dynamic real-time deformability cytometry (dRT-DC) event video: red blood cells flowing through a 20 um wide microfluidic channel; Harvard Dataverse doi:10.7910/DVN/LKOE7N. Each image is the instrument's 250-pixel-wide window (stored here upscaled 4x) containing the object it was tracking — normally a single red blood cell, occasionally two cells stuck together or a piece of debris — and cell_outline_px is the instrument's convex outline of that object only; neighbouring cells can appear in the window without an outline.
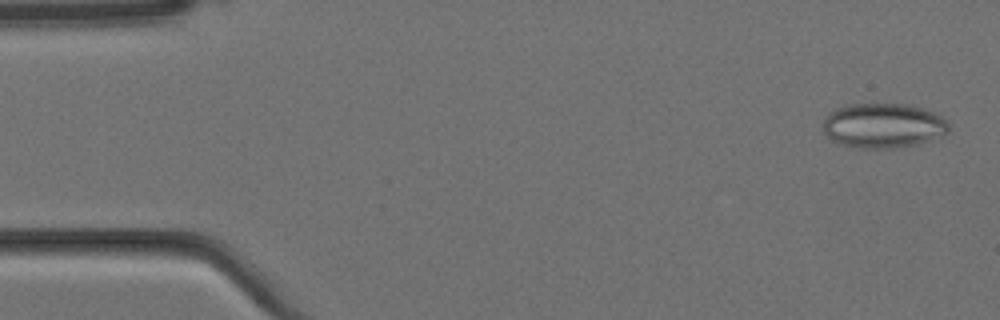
{"species": "Egyptian fruit bat (a non-hibernating species)", "species_latin": "Rousettus aegyptiacus", "temperature_condition": "cold", "stored_images_in_passage": 5, "camera_frame_rate_fps": 3000, "um_per_image_px": 0.085, "animal": {"sex": "female"}, "frame": {"image": 1, "passage_image": 1, "time_ms": 0.0, "image_size_px": [1000, 320], "cell_outline_px": [[948, 132], [944, 136], [916, 144], [896, 148], [860, 148], [844, 144], [832, 140], [824, 132], [824, 120], [828, 112], [832, 108], [844, 104], [904, 104], [924, 108], [948, 120]], "centroid_in_image_um": [75.07, 10.66], "position_along_channel_um": 9.9, "area_um2": 32.95}}